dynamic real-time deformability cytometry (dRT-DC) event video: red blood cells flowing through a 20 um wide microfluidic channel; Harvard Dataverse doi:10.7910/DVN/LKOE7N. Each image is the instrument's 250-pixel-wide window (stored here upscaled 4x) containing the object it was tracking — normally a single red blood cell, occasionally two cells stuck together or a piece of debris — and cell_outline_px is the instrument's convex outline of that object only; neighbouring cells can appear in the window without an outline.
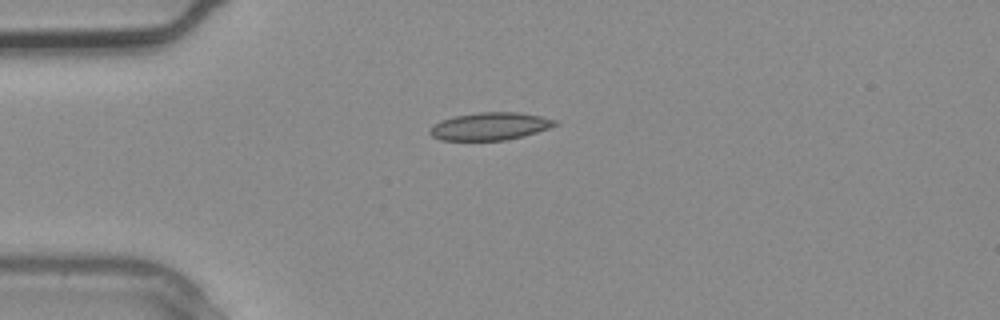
{"species": "common noctule bat (a hibernating species)", "species_latin": "Nyctalus noctula", "temperature_condition": "warm", "stored_images_in_passage": 3, "camera_frame_rate_fps": 3000, "um_per_image_px": 0.085, "animal": {"sex": "male", "body_mass_g": 20.4}, "frame": {"image": 1, "passage_image": 3, "time_ms": 0.667, "image_size_px": [1000, 320], "cell_outline_px": [[556, 124], [548, 128], [524, 136], [504, 140], [440, 140], [432, 136], [428, 132], [432, 124], [440, 120], [456, 116], [480, 112], [516, 112], [540, 116], [556, 120]], "centroid_in_image_um": [41.59, 10.73], "position_along_channel_um": 43.4, "area_um2": 20.0}}